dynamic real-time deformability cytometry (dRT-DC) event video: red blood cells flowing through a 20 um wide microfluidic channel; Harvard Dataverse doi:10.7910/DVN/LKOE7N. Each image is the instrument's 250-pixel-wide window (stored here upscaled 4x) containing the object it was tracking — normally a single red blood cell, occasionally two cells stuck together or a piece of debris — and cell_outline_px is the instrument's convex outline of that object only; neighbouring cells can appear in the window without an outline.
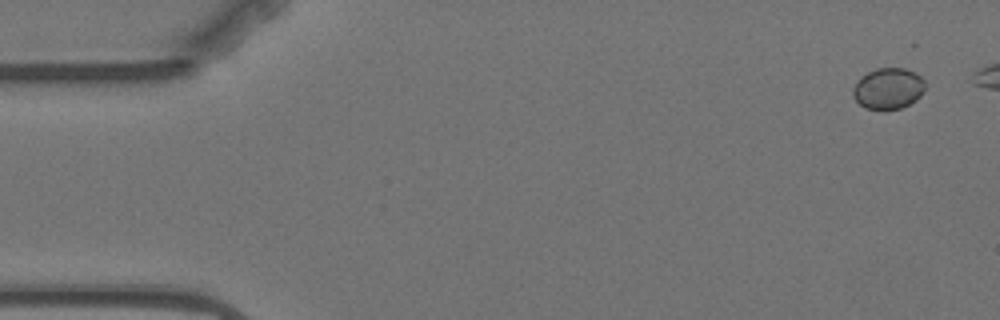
{"species": "Egyptian fruit bat (a non-hibernating species)", "species_latin": "Rousettus aegyptiacus", "temperature_condition": "warm", "stored_images_in_passage": 5, "camera_frame_rate_fps": 3000, "um_per_image_px": 0.085, "animal": {"sex": "female"}, "frame": {"image": 1, "passage_image": 1, "time_ms": 0.0, "image_size_px": [1000, 320], "cell_outline_px": [[924, 92], [916, 100], [900, 108], [884, 112], [880, 112], [864, 108], [852, 96], [852, 88], [856, 80], [860, 76], [876, 68], [904, 68], [916, 72], [924, 80]], "centroid_in_image_um": [75.46, 7.55], "position_along_channel_um": 9.5, "area_um2": 17.86}}